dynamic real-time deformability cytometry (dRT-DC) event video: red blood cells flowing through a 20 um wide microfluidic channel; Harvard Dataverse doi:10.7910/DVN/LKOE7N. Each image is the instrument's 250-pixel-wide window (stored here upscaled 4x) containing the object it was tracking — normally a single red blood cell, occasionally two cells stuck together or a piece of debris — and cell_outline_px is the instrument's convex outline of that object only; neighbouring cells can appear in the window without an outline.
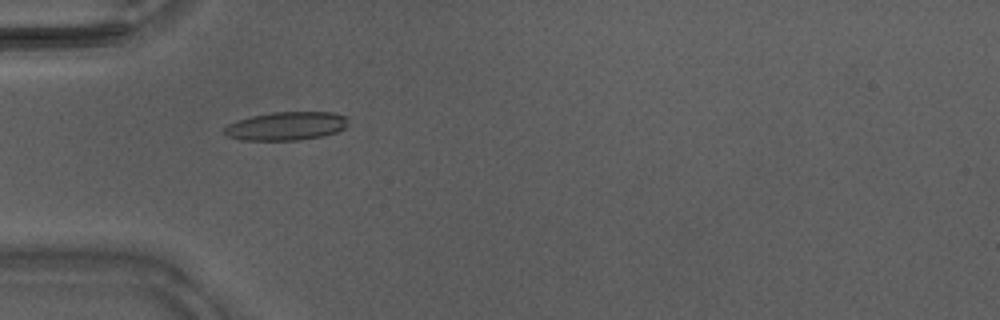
{"species": "Egyptian fruit bat (a non-hibernating species)", "species_latin": "Rousettus aegyptiacus", "temperature_condition": "warm", "stored_images_in_passage": 46, "camera_frame_rate_fps": 3000, "um_per_image_px": 0.085, "animal": {"sex": "male"}, "frame": {"image": 1, "passage_image": 15, "time_ms": 4.667, "image_size_px": [1000, 320], "cell_outline_px": [[348, 116], [344, 128], [336, 132], [320, 136], [296, 140], [244, 140], [228, 136], [224, 132], [224, 128], [228, 124], [236, 120], [252, 116], [272, 112], [332, 112]], "centroid_in_image_um": [24.32, 10.7], "position_along_channel_um": 60.7, "area_um2": 20.35}}
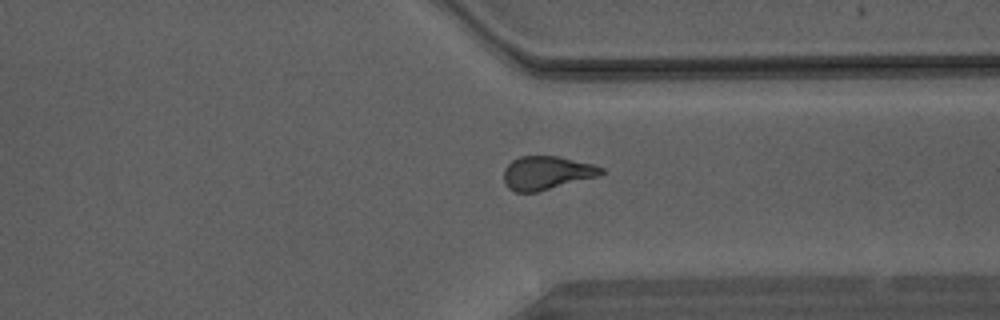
{"frame": {"image": 2, "passage_image": 35, "time_ms": 11.333, "image_size_px": [1000, 320], "cell_outline_px": [[604, 172], [596, 176], [536, 192], [516, 192], [508, 188], [504, 184], [504, 168], [512, 160], [520, 156], [560, 156], [592, 164], [604, 168]], "centroid_in_image_um": [46.42, 14.68], "position_along_channel_um": 365.0, "area_um2": 18.84}}
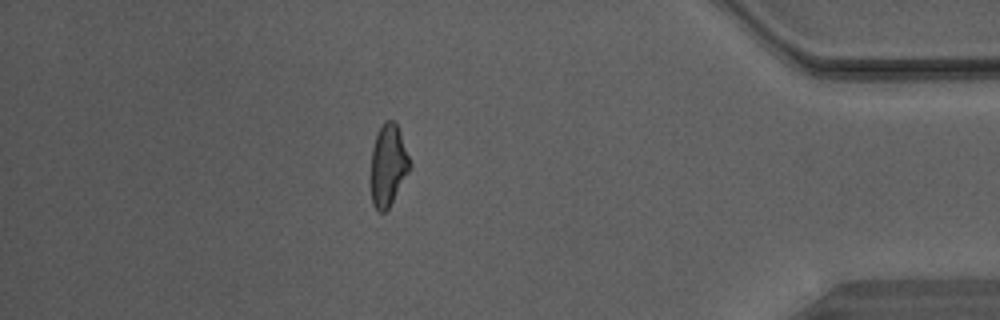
{"frame": {"image": 3, "passage_image": 40, "time_ms": 13.0, "image_size_px": [1000, 320], "cell_outline_px": [[412, 164], [408, 172], [388, 208], [384, 212], [380, 212], [372, 204], [372, 148], [376, 132], [384, 120], [396, 120]], "centroid_in_image_um": [33.0, 13.96], "position_along_channel_um": 402.2, "area_um2": 18.38}}